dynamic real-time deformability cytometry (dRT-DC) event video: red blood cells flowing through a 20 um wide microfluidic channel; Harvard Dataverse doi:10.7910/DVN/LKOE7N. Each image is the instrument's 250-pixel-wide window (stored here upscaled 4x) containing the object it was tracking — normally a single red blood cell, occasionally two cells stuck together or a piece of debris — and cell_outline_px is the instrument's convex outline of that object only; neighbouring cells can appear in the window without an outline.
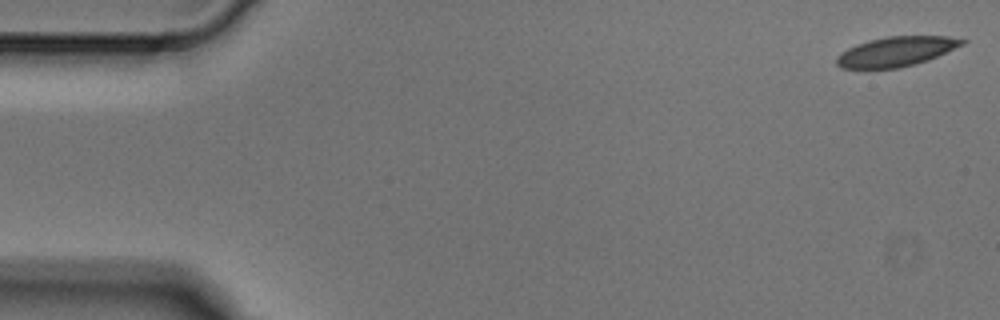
{"species": "Egyptian fruit bat (a non-hibernating species)", "species_latin": "Rousettus aegyptiacus", "temperature_condition": "cold", "stored_images_in_passage": 5, "camera_frame_rate_fps": 3000, "um_per_image_px": 0.085, "animal": {"sex": "male"}, "frame": {"image": 1, "passage_image": 1, "time_ms": 0.0, "image_size_px": [1000, 320], "cell_outline_px": [[968, 40], [964, 44], [928, 60], [900, 68], [840, 68], [836, 64], [836, 56], [848, 48], [872, 40], [888, 36], [948, 36]], "centroid_in_image_um": [76.19, 4.38], "position_along_channel_um": 8.8, "area_um2": 21.44}}
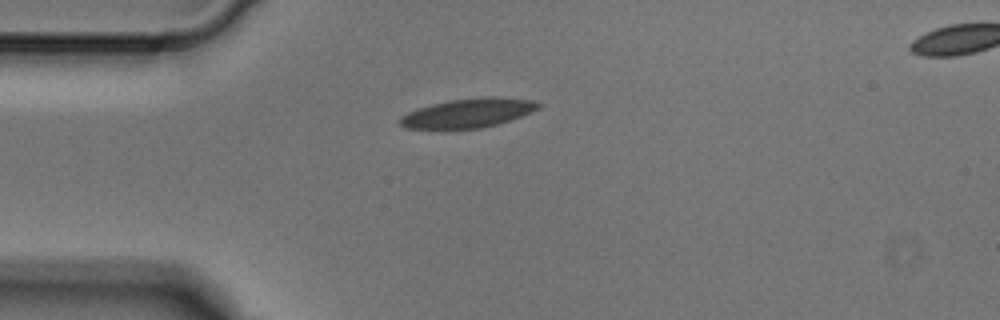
{"frame": {"image": 2, "passage_image": 4, "time_ms": 1.0, "image_size_px": [1000, 320], "cell_outline_px": [[544, 104], [540, 108], [532, 112], [496, 124], [480, 128], [444, 132], [404, 128], [400, 124], [400, 116], [416, 108], [432, 104], [452, 100], [488, 96], [492, 96], [532, 100]], "centroid_in_image_um": [39.71, 9.65], "position_along_channel_um": 45.3, "area_um2": 24.33}}